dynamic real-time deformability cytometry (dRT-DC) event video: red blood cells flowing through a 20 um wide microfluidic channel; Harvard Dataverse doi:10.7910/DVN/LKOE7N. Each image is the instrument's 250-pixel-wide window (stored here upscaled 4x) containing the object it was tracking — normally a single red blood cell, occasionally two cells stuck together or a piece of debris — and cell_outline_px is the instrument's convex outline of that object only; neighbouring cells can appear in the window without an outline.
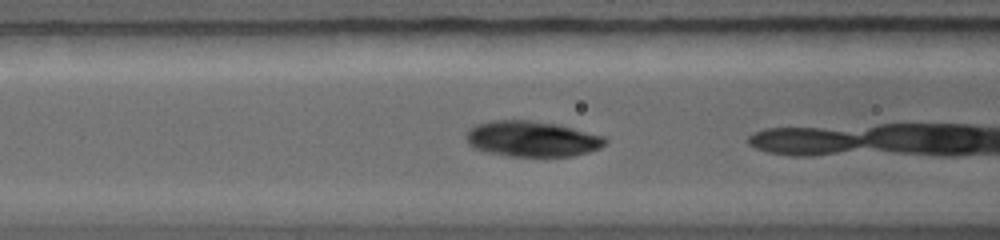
{"species": "common noctule bat (a hibernating species)", "species_latin": "Nyctalus noctula", "temperature_condition": "warm", "stored_images_in_passage": 19, "camera_frame_rate_fps": 5000, "um_per_image_px": 0.085, "animal": {"sex": "female", "body_mass_g": 19.0, "forearm_length_mm": 56.7}, "frame": {"image": 1, "passage_image": 4, "time_ms": 1.4, "image_size_px": [1000, 240], "cell_outline_px": [[608, 140], [600, 148], [588, 152], [572, 156], [508, 156], [484, 152], [468, 144], [464, 136], [468, 128], [476, 124], [492, 120], [528, 120], [560, 124], [604, 136]], "centroid_in_image_um": [45.19, 11.79], "position_along_channel_um": 121.4, "area_um2": 29.19}}
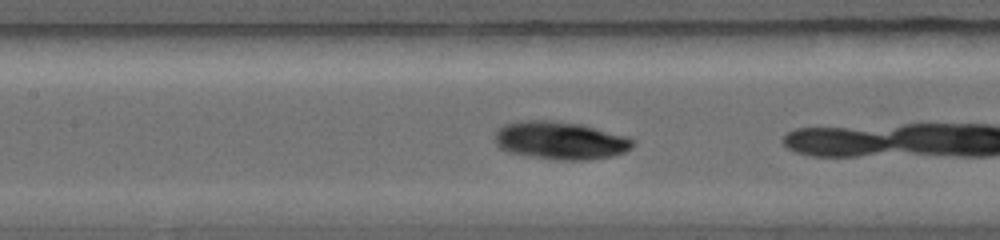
{"frame": {"image": 2, "passage_image": 6, "time_ms": 2.2, "image_size_px": [1000, 240], "cell_outline_px": [[636, 140], [632, 148], [624, 152], [612, 156], [588, 160], [556, 160], [508, 152], [500, 148], [492, 140], [496, 128], [504, 124], [520, 120], [552, 120], [580, 124], [628, 136]], "centroid_in_image_um": [47.6, 11.93], "position_along_channel_um": 159.8, "area_um2": 30.92}}